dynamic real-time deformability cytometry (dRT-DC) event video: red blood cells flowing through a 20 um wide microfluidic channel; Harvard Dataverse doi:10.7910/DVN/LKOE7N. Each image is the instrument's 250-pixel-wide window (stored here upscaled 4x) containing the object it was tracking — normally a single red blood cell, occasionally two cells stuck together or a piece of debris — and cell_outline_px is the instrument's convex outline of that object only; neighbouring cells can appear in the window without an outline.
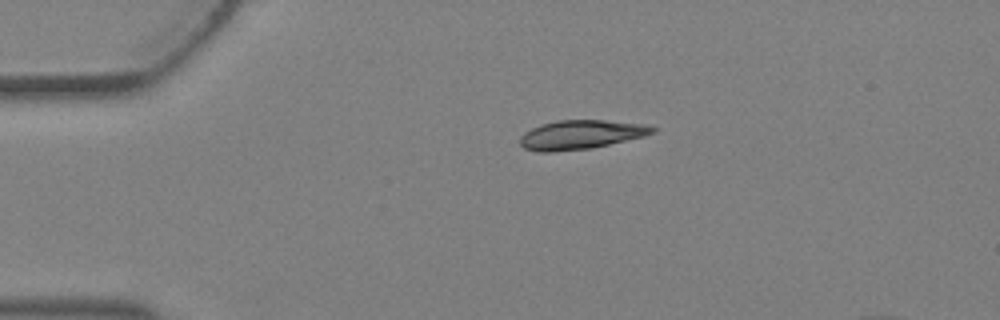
{"species": "Egyptian fruit bat (a non-hibernating species)", "species_latin": "Rousettus aegyptiacus", "temperature_condition": "warm", "stored_images_in_passage": 3, "camera_frame_rate_fps": 3000, "um_per_image_px": 0.085, "animal": {"sex": "female"}, "frame": {"image": 1, "passage_image": 3, "time_ms": 0.667, "image_size_px": [1000, 320], "cell_outline_px": [[656, 132], [644, 136], [592, 148], [548, 152], [540, 152], [524, 148], [520, 144], [520, 136], [524, 132], [540, 124], [556, 120], [604, 120], [648, 124], [656, 128]], "centroid_in_image_um": [49.38, 11.43], "position_along_channel_um": 35.6, "area_um2": 22.54}}